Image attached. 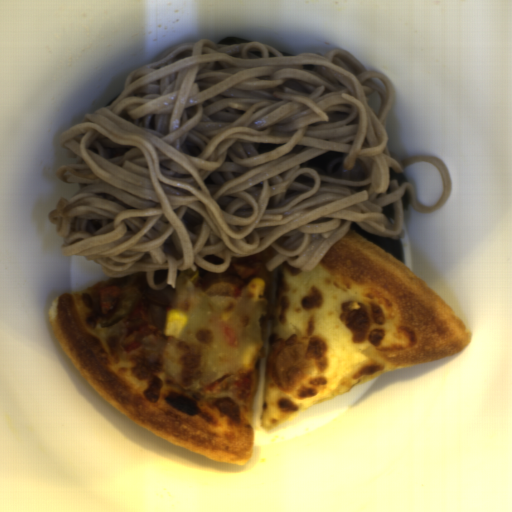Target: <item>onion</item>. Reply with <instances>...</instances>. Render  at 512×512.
<instances>
[{
    "label": "onion",
    "mask_w": 512,
    "mask_h": 512,
    "mask_svg": "<svg viewBox=\"0 0 512 512\" xmlns=\"http://www.w3.org/2000/svg\"><path fill=\"white\" fill-rule=\"evenodd\" d=\"M137 305L138 296L136 292L132 291L126 295L118 309L107 320L99 323V326L103 328L115 324L116 322L129 315Z\"/></svg>",
    "instance_id": "1"
}]
</instances>
